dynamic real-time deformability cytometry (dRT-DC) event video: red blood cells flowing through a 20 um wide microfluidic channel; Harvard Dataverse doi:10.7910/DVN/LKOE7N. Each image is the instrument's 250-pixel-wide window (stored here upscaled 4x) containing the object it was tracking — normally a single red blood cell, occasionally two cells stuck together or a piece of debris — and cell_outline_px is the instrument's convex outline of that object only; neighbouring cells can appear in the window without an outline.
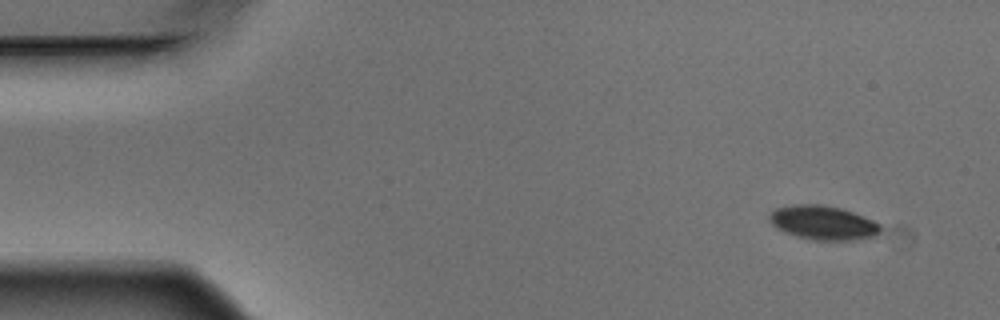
{"species": "Egyptian fruit bat (a non-hibernating species)", "species_latin": "Rousettus aegyptiacus", "temperature_condition": "warm", "stored_images_in_passage": 14, "camera_frame_rate_fps": 3000, "um_per_image_px": 0.085, "animal": {"sex": "male"}, "frame": {"image": 1, "passage_image": 1, "time_ms": 0.0, "image_size_px": [1000, 320], "cell_outline_px": [[880, 232], [876, 236], [852, 240], [808, 240], [784, 232], [776, 228], [768, 220], [768, 216], [776, 208], [796, 204], [820, 204], [840, 208], [852, 212], [872, 220], [880, 224]], "centroid_in_image_um": [69.93, 18.94], "position_along_channel_um": 15.1, "area_um2": 22.08}}
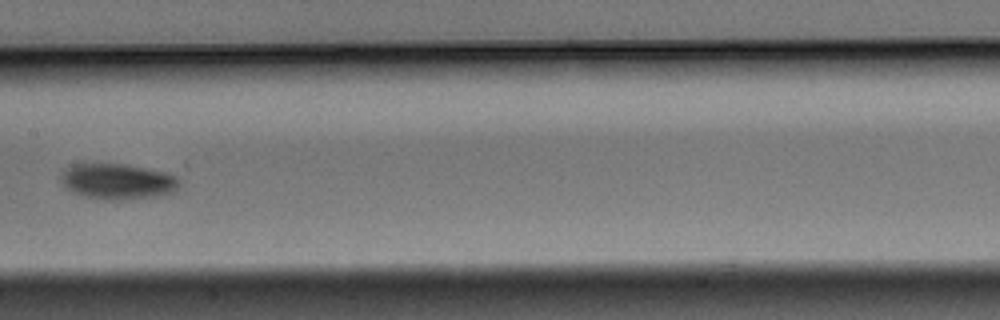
{"frame": {"image": 2, "passage_image": 7, "time_ms": 2.0, "image_size_px": [1000, 320], "cell_outline_px": [[180, 184], [172, 192], [156, 196], [124, 200], [104, 200], [84, 196], [72, 192], [64, 188], [60, 184], [60, 176], [64, 168], [72, 164], [124, 164], [168, 172], [176, 176], [180, 180]], "centroid_in_image_um": [9.95, 15.42], "position_along_channel_um": 197.5, "area_um2": 24.97}}
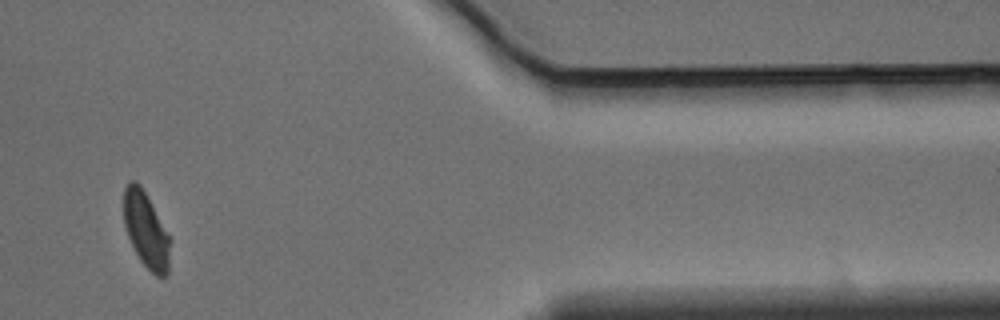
{"frame": {"image": 3, "passage_image": 12, "time_ms": 3.667, "image_size_px": [1000, 320], "cell_outline_px": [[172, 240], [168, 272], [164, 276], [156, 276], [140, 260], [128, 236], [124, 224], [124, 188], [128, 180], [136, 180], [140, 184]], "centroid_in_image_um": [12.43, 19.54], "position_along_channel_um": 399.0, "area_um2": 20.4}}